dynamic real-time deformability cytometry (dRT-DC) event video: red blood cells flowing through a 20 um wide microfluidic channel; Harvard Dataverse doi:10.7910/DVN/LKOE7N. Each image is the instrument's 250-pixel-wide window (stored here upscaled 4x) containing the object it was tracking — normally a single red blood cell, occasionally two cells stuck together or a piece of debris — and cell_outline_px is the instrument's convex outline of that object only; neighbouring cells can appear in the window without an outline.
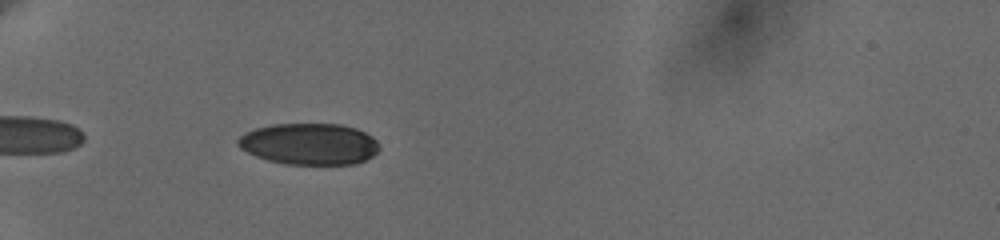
{"species": "human", "species_latin": "Homo sapiens", "temperature_condition": "cold", "stored_images_in_passage": 6, "camera_frame_rate_fps": 3000, "um_per_image_px": 0.085, "donor": {"sex": "female"}, "frame": {"image": 1, "passage_image": 3, "time_ms": 1.0, "image_size_px": [1000, 240], "cell_outline_px": [[380, 148], [372, 156], [364, 160], [352, 164], [284, 164], [268, 160], [256, 156], [240, 148], [236, 144], [236, 140], [244, 132], [256, 128], [272, 124], [340, 124], [356, 128], [372, 136], [380, 144]], "centroid_in_image_um": [26.28, 12.23], "position_along_channel_um": 58.7, "area_um2": 34.22}}